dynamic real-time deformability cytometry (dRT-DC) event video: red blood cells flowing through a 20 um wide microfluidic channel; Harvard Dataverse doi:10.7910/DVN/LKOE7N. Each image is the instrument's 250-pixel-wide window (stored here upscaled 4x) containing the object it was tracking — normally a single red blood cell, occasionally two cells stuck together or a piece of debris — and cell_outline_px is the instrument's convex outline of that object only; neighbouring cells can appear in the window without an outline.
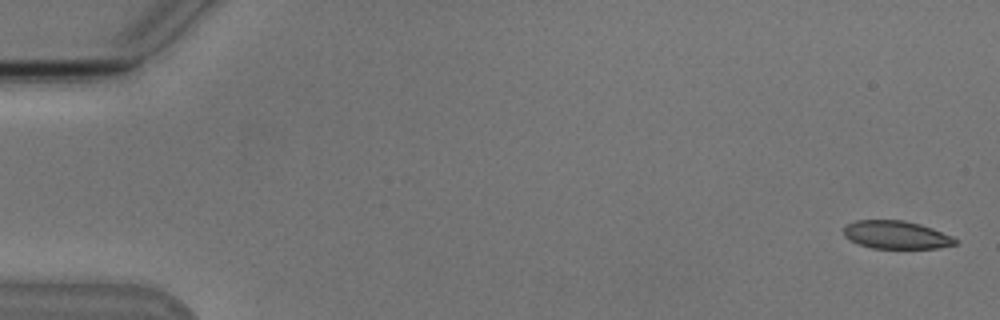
{"species": "Egyptian fruit bat (a non-hibernating species)", "species_latin": "Rousettus aegyptiacus", "temperature_condition": "cold", "stored_images_in_passage": 6, "segment_of_instrument_passage": [1, 2], "camera_frame_rate_fps": 3000, "um_per_image_px": 0.085, "animal": {"sex": "male"}, "frame": {"image": 1, "passage_image": 1, "time_ms": 0.0, "image_size_px": [1000, 320], "cell_outline_px": [[956, 244], [936, 248], [872, 248], [848, 240], [844, 236], [844, 228], [848, 224], [856, 220], [904, 220], [920, 224], [932, 228], [952, 236], [956, 240]], "centroid_in_image_um": [76.16, 19.96], "position_along_channel_um": 8.8, "area_um2": 18.09}}
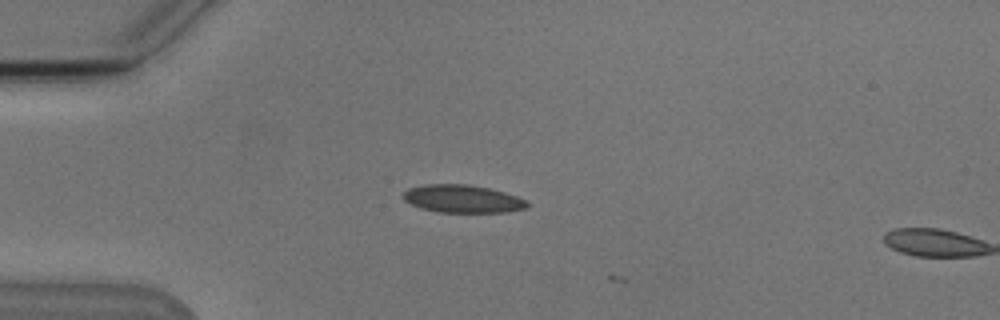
{"frame": {"image": 2, "passage_image": 4, "time_ms": 4.333, "image_size_px": [1000, 320], "cell_outline_px": [[528, 208], [508, 212], [436, 212], [420, 208], [404, 200], [404, 192], [408, 188], [424, 184], [468, 184], [488, 188], [504, 192], [516, 196], [524, 200], [528, 204]], "centroid_in_image_um": [39.3, 16.9], "position_along_channel_um": 45.7, "area_um2": 20.06}}